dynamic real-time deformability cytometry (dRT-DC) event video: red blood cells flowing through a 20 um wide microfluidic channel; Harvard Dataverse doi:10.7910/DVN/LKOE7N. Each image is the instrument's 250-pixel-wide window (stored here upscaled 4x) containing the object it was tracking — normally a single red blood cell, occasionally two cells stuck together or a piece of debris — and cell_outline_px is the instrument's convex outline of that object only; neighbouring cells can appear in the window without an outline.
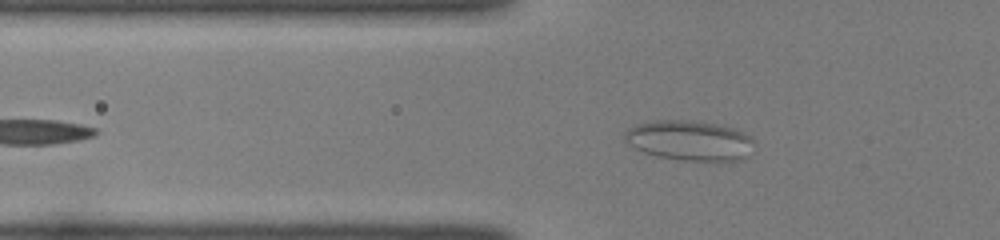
{"species": "common noctule bat (a hibernating species)", "species_latin": "Nyctalus noctula", "temperature_condition": "room temperature", "stored_images_in_passage": 40, "camera_frame_rate_fps": 3000, "um_per_image_px": 0.085, "animal": {"sex": "female", "body_mass_g": 22.0, "forearm_length_mm": 56.7}, "frame": {"image": 1, "passage_image": 11, "time_ms": 3.333, "image_size_px": [1000, 240], "cell_outline_px": [[756, 144], [748, 156], [744, 160], [684, 160], [660, 156], [644, 152], [628, 144], [624, 140], [624, 132], [628, 128], [636, 124], [652, 120], [700, 120], [736, 128], [752, 136]], "centroid_in_image_um": [58.67, 11.91], "position_along_channel_um": 67.1, "area_um2": 30.69}}
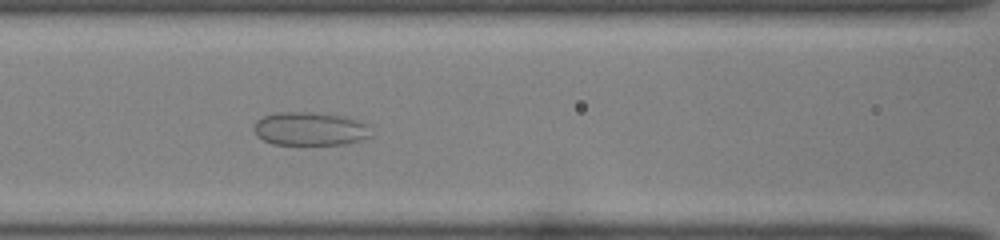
{"frame": {"image": 2, "passage_image": 17, "time_ms": 5.333, "image_size_px": [1000, 240], "cell_outline_px": [[372, 136], [360, 140], [344, 144], [272, 144], [256, 136], [256, 120], [264, 116], [276, 112], [308, 112], [344, 116], [368, 124]], "centroid_in_image_um": [26.37, 10.95], "position_along_channel_um": 140.2, "area_um2": 22.66}}
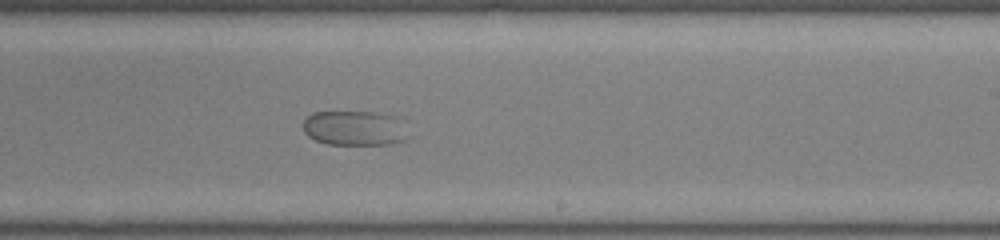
{"frame": {"image": 3, "passage_image": 26, "time_ms": 8.333, "image_size_px": [1000, 240], "cell_outline_px": [[404, 140], [392, 144], [328, 144], [316, 140], [308, 136], [304, 132], [304, 120], [312, 112], [372, 112], [392, 116]], "centroid_in_image_um": [29.94, 10.9], "position_along_channel_um": 259.1, "area_um2": 20.23}}